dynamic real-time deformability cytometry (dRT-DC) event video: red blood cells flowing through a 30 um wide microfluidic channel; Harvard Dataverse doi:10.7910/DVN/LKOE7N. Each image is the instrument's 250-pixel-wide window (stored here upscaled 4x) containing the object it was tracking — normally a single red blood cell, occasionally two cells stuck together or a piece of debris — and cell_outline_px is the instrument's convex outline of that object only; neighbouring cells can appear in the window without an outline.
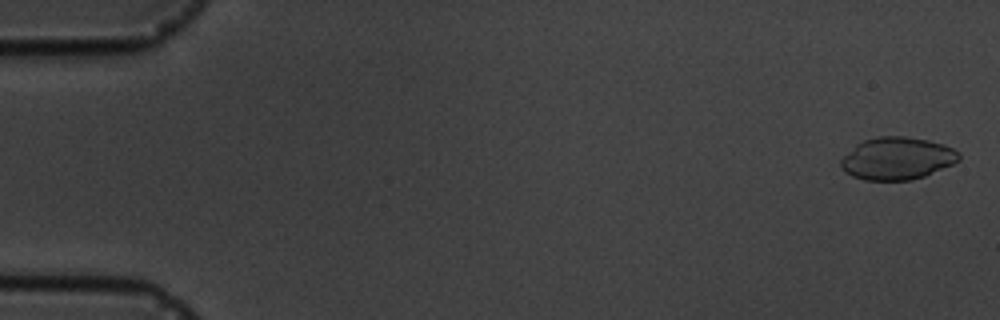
{"species": "common noctule bat (a hibernating species)", "species_latin": "Nyctalus noctula", "temperature_condition": "cold", "stored_images_in_passage": 6, "camera_frame_rate_fps": 3000, "um_per_image_px": 0.085, "animal": {"sex": "male", "body_mass_g": 19.5, "forearm_length_mm": 54.6}, "frame": {"image": 1, "passage_image": 1, "time_ms": 0.0, "image_size_px": [1000, 320], "cell_outline_px": [[960, 160], [952, 164], [924, 176], [912, 180], [864, 180], [852, 176], [844, 172], [840, 168], [840, 160], [856, 144], [864, 140], [880, 136], [904, 136], [928, 140], [944, 144], [960, 152]], "centroid_in_image_um": [76.24, 13.47], "position_along_channel_um": 8.8, "area_um2": 29.25}}